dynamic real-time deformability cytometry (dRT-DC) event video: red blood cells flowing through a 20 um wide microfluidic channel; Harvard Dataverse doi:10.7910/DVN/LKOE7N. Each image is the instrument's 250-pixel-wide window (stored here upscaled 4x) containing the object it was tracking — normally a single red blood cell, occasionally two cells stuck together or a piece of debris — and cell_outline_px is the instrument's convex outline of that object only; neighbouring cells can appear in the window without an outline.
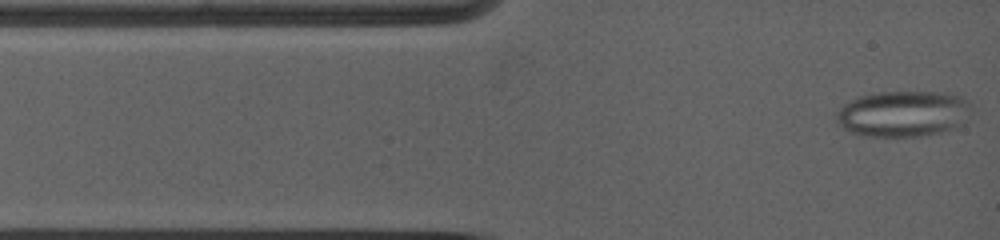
{"species": "common noctule bat (a hibernating species)", "species_latin": "Nyctalus noctula", "temperature_condition": "warm", "stored_images_in_passage": 54, "camera_frame_rate_fps": 5000, "um_per_image_px": 0.085, "animal": {"sex": "female", "body_mass_g": 19.0, "forearm_length_mm": 53.3}, "frame": {"image": 1, "passage_image": 1, "time_ms": 0.0, "image_size_px": [1000, 240], "cell_outline_px": [[972, 108], [960, 124], [956, 128], [940, 132], [916, 136], [872, 136], [852, 132], [844, 128], [836, 120], [836, 112], [844, 104], [860, 96], [880, 92], [940, 92], [960, 96], [972, 104]], "centroid_in_image_um": [76.78, 9.65], "position_along_channel_um": 8.2, "area_um2": 35.72}}
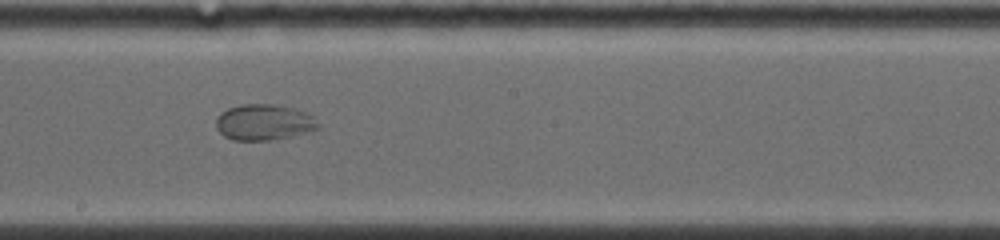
{"frame": {"image": 2, "passage_image": 31, "time_ms": 6.6, "image_size_px": [1000, 240], "cell_outline_px": [[320, 128], [292, 136], [272, 140], [232, 140], [224, 136], [216, 128], [216, 116], [220, 112], [228, 108], [240, 104], [276, 104], [292, 108], [304, 112], [312, 116], [320, 124]], "centroid_in_image_um": [22.4, 10.39], "position_along_channel_um": 225.8, "area_um2": 21.5}}
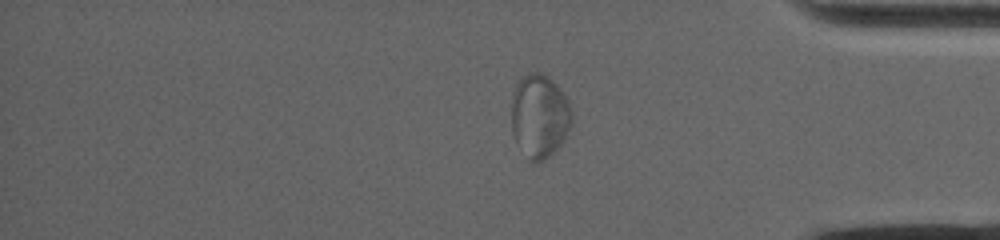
{"frame": {"image": 3, "passage_image": 47, "time_ms": 11.2, "image_size_px": [1000, 240], "cell_outline_px": [[572, 120], [564, 140], [552, 156], [536, 164], [532, 164], [516, 144], [512, 132], [512, 92], [516, 80], [528, 72], [536, 72], [548, 76], [556, 84], [568, 100], [572, 116]], "centroid_in_image_um": [45.83, 9.89], "position_along_channel_um": 389.4, "area_um2": 30.0}}